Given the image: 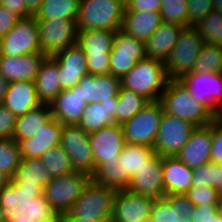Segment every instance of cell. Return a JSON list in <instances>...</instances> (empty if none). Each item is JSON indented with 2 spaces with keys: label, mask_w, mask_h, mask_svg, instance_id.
I'll return each instance as SVG.
<instances>
[{
  "label": "cell",
  "mask_w": 222,
  "mask_h": 222,
  "mask_svg": "<svg viewBox=\"0 0 222 222\" xmlns=\"http://www.w3.org/2000/svg\"><path fill=\"white\" fill-rule=\"evenodd\" d=\"M164 112L186 120L196 127L213 122V114L189 93L179 80H169L161 95Z\"/></svg>",
  "instance_id": "cell-1"
},
{
  "label": "cell",
  "mask_w": 222,
  "mask_h": 222,
  "mask_svg": "<svg viewBox=\"0 0 222 222\" xmlns=\"http://www.w3.org/2000/svg\"><path fill=\"white\" fill-rule=\"evenodd\" d=\"M169 82L162 61L144 58L121 79V86L145 96L150 101H160Z\"/></svg>",
  "instance_id": "cell-2"
},
{
  "label": "cell",
  "mask_w": 222,
  "mask_h": 222,
  "mask_svg": "<svg viewBox=\"0 0 222 222\" xmlns=\"http://www.w3.org/2000/svg\"><path fill=\"white\" fill-rule=\"evenodd\" d=\"M125 8V0H80L78 31L120 30Z\"/></svg>",
  "instance_id": "cell-3"
},
{
  "label": "cell",
  "mask_w": 222,
  "mask_h": 222,
  "mask_svg": "<svg viewBox=\"0 0 222 222\" xmlns=\"http://www.w3.org/2000/svg\"><path fill=\"white\" fill-rule=\"evenodd\" d=\"M204 44L203 37L193 25L184 27L164 62L167 78L179 80L191 72Z\"/></svg>",
  "instance_id": "cell-4"
},
{
  "label": "cell",
  "mask_w": 222,
  "mask_h": 222,
  "mask_svg": "<svg viewBox=\"0 0 222 222\" xmlns=\"http://www.w3.org/2000/svg\"><path fill=\"white\" fill-rule=\"evenodd\" d=\"M116 190L90 181L70 211L61 215H77L94 222L111 220Z\"/></svg>",
  "instance_id": "cell-5"
},
{
  "label": "cell",
  "mask_w": 222,
  "mask_h": 222,
  "mask_svg": "<svg viewBox=\"0 0 222 222\" xmlns=\"http://www.w3.org/2000/svg\"><path fill=\"white\" fill-rule=\"evenodd\" d=\"M116 31H78L77 45L83 50L87 60V70L91 75L110 74L109 56Z\"/></svg>",
  "instance_id": "cell-6"
},
{
  "label": "cell",
  "mask_w": 222,
  "mask_h": 222,
  "mask_svg": "<svg viewBox=\"0 0 222 222\" xmlns=\"http://www.w3.org/2000/svg\"><path fill=\"white\" fill-rule=\"evenodd\" d=\"M90 181L89 174L74 171L68 175L53 177L44 187L43 194L49 206L56 213L62 214L71 210Z\"/></svg>",
  "instance_id": "cell-7"
},
{
  "label": "cell",
  "mask_w": 222,
  "mask_h": 222,
  "mask_svg": "<svg viewBox=\"0 0 222 222\" xmlns=\"http://www.w3.org/2000/svg\"><path fill=\"white\" fill-rule=\"evenodd\" d=\"M163 111L160 101H150L133 118L122 123L126 143L153 148Z\"/></svg>",
  "instance_id": "cell-8"
},
{
  "label": "cell",
  "mask_w": 222,
  "mask_h": 222,
  "mask_svg": "<svg viewBox=\"0 0 222 222\" xmlns=\"http://www.w3.org/2000/svg\"><path fill=\"white\" fill-rule=\"evenodd\" d=\"M39 44L46 57H53L68 47L77 44L78 27L76 20H37Z\"/></svg>",
  "instance_id": "cell-9"
},
{
  "label": "cell",
  "mask_w": 222,
  "mask_h": 222,
  "mask_svg": "<svg viewBox=\"0 0 222 222\" xmlns=\"http://www.w3.org/2000/svg\"><path fill=\"white\" fill-rule=\"evenodd\" d=\"M41 52L37 20L34 16L20 18L14 27L0 38V55L11 57Z\"/></svg>",
  "instance_id": "cell-10"
},
{
  "label": "cell",
  "mask_w": 222,
  "mask_h": 222,
  "mask_svg": "<svg viewBox=\"0 0 222 222\" xmlns=\"http://www.w3.org/2000/svg\"><path fill=\"white\" fill-rule=\"evenodd\" d=\"M195 128L194 124L163 111L153 147L155 153L162 157L176 156Z\"/></svg>",
  "instance_id": "cell-11"
},
{
  "label": "cell",
  "mask_w": 222,
  "mask_h": 222,
  "mask_svg": "<svg viewBox=\"0 0 222 222\" xmlns=\"http://www.w3.org/2000/svg\"><path fill=\"white\" fill-rule=\"evenodd\" d=\"M146 58L145 41L117 30L109 56L110 74L122 79L137 63Z\"/></svg>",
  "instance_id": "cell-12"
},
{
  "label": "cell",
  "mask_w": 222,
  "mask_h": 222,
  "mask_svg": "<svg viewBox=\"0 0 222 222\" xmlns=\"http://www.w3.org/2000/svg\"><path fill=\"white\" fill-rule=\"evenodd\" d=\"M60 145L69 155L75 171L93 174L95 164L89 133L77 125H64Z\"/></svg>",
  "instance_id": "cell-13"
},
{
  "label": "cell",
  "mask_w": 222,
  "mask_h": 222,
  "mask_svg": "<svg viewBox=\"0 0 222 222\" xmlns=\"http://www.w3.org/2000/svg\"><path fill=\"white\" fill-rule=\"evenodd\" d=\"M179 81L191 96L212 114L222 101V72L192 73L183 75Z\"/></svg>",
  "instance_id": "cell-14"
},
{
  "label": "cell",
  "mask_w": 222,
  "mask_h": 222,
  "mask_svg": "<svg viewBox=\"0 0 222 222\" xmlns=\"http://www.w3.org/2000/svg\"><path fill=\"white\" fill-rule=\"evenodd\" d=\"M95 168L100 163L120 164L119 156L126 141L121 124H114L89 133Z\"/></svg>",
  "instance_id": "cell-15"
},
{
  "label": "cell",
  "mask_w": 222,
  "mask_h": 222,
  "mask_svg": "<svg viewBox=\"0 0 222 222\" xmlns=\"http://www.w3.org/2000/svg\"><path fill=\"white\" fill-rule=\"evenodd\" d=\"M129 191L153 199L163 198L165 188L163 183V157L155 153L131 177Z\"/></svg>",
  "instance_id": "cell-16"
},
{
  "label": "cell",
  "mask_w": 222,
  "mask_h": 222,
  "mask_svg": "<svg viewBox=\"0 0 222 222\" xmlns=\"http://www.w3.org/2000/svg\"><path fill=\"white\" fill-rule=\"evenodd\" d=\"M154 199L128 189L116 191L111 220L113 222H146L150 220Z\"/></svg>",
  "instance_id": "cell-17"
},
{
  "label": "cell",
  "mask_w": 222,
  "mask_h": 222,
  "mask_svg": "<svg viewBox=\"0 0 222 222\" xmlns=\"http://www.w3.org/2000/svg\"><path fill=\"white\" fill-rule=\"evenodd\" d=\"M53 57L57 61L61 90L72 89L85 75L89 74L86 56L77 44Z\"/></svg>",
  "instance_id": "cell-18"
},
{
  "label": "cell",
  "mask_w": 222,
  "mask_h": 222,
  "mask_svg": "<svg viewBox=\"0 0 222 222\" xmlns=\"http://www.w3.org/2000/svg\"><path fill=\"white\" fill-rule=\"evenodd\" d=\"M212 123L198 126L176 157L191 169L211 162Z\"/></svg>",
  "instance_id": "cell-19"
},
{
  "label": "cell",
  "mask_w": 222,
  "mask_h": 222,
  "mask_svg": "<svg viewBox=\"0 0 222 222\" xmlns=\"http://www.w3.org/2000/svg\"><path fill=\"white\" fill-rule=\"evenodd\" d=\"M64 124L51 117L32 138L18 141L22 158H40L49 148L58 146Z\"/></svg>",
  "instance_id": "cell-20"
},
{
  "label": "cell",
  "mask_w": 222,
  "mask_h": 222,
  "mask_svg": "<svg viewBox=\"0 0 222 222\" xmlns=\"http://www.w3.org/2000/svg\"><path fill=\"white\" fill-rule=\"evenodd\" d=\"M45 57L42 52L16 57L0 55V74L8 82H34Z\"/></svg>",
  "instance_id": "cell-21"
},
{
  "label": "cell",
  "mask_w": 222,
  "mask_h": 222,
  "mask_svg": "<svg viewBox=\"0 0 222 222\" xmlns=\"http://www.w3.org/2000/svg\"><path fill=\"white\" fill-rule=\"evenodd\" d=\"M80 88L74 86L69 90H62L49 104L51 114L64 125H77L86 107Z\"/></svg>",
  "instance_id": "cell-22"
},
{
  "label": "cell",
  "mask_w": 222,
  "mask_h": 222,
  "mask_svg": "<svg viewBox=\"0 0 222 222\" xmlns=\"http://www.w3.org/2000/svg\"><path fill=\"white\" fill-rule=\"evenodd\" d=\"M16 117L38 108L42 103L36 93L35 82H9L7 93L1 103Z\"/></svg>",
  "instance_id": "cell-23"
},
{
  "label": "cell",
  "mask_w": 222,
  "mask_h": 222,
  "mask_svg": "<svg viewBox=\"0 0 222 222\" xmlns=\"http://www.w3.org/2000/svg\"><path fill=\"white\" fill-rule=\"evenodd\" d=\"M43 191L41 187L20 186L18 183L9 181L0 189V209L5 222L32 202L33 198L42 195Z\"/></svg>",
  "instance_id": "cell-24"
},
{
  "label": "cell",
  "mask_w": 222,
  "mask_h": 222,
  "mask_svg": "<svg viewBox=\"0 0 222 222\" xmlns=\"http://www.w3.org/2000/svg\"><path fill=\"white\" fill-rule=\"evenodd\" d=\"M184 26L162 22L154 33L145 41L146 58L166 61Z\"/></svg>",
  "instance_id": "cell-25"
},
{
  "label": "cell",
  "mask_w": 222,
  "mask_h": 222,
  "mask_svg": "<svg viewBox=\"0 0 222 222\" xmlns=\"http://www.w3.org/2000/svg\"><path fill=\"white\" fill-rule=\"evenodd\" d=\"M117 102L118 97H111V100H104L102 103H89L83 111L77 126L87 133H92L117 123Z\"/></svg>",
  "instance_id": "cell-26"
},
{
  "label": "cell",
  "mask_w": 222,
  "mask_h": 222,
  "mask_svg": "<svg viewBox=\"0 0 222 222\" xmlns=\"http://www.w3.org/2000/svg\"><path fill=\"white\" fill-rule=\"evenodd\" d=\"M193 169L176 156L163 157V183L165 196L186 194L192 187Z\"/></svg>",
  "instance_id": "cell-27"
},
{
  "label": "cell",
  "mask_w": 222,
  "mask_h": 222,
  "mask_svg": "<svg viewBox=\"0 0 222 222\" xmlns=\"http://www.w3.org/2000/svg\"><path fill=\"white\" fill-rule=\"evenodd\" d=\"M162 22L160 12L125 11L121 30L130 36L146 41Z\"/></svg>",
  "instance_id": "cell-28"
},
{
  "label": "cell",
  "mask_w": 222,
  "mask_h": 222,
  "mask_svg": "<svg viewBox=\"0 0 222 222\" xmlns=\"http://www.w3.org/2000/svg\"><path fill=\"white\" fill-rule=\"evenodd\" d=\"M36 93L42 104H50L62 91L59 83L57 61L54 57H45L35 78Z\"/></svg>",
  "instance_id": "cell-29"
},
{
  "label": "cell",
  "mask_w": 222,
  "mask_h": 222,
  "mask_svg": "<svg viewBox=\"0 0 222 222\" xmlns=\"http://www.w3.org/2000/svg\"><path fill=\"white\" fill-rule=\"evenodd\" d=\"M154 154L155 151L151 147L126 143L119 156V166L122 169V190L128 188L131 177L135 174V172H138V170Z\"/></svg>",
  "instance_id": "cell-30"
},
{
  "label": "cell",
  "mask_w": 222,
  "mask_h": 222,
  "mask_svg": "<svg viewBox=\"0 0 222 222\" xmlns=\"http://www.w3.org/2000/svg\"><path fill=\"white\" fill-rule=\"evenodd\" d=\"M51 179L40 158H22L10 181L20 186L41 187L44 190Z\"/></svg>",
  "instance_id": "cell-31"
},
{
  "label": "cell",
  "mask_w": 222,
  "mask_h": 222,
  "mask_svg": "<svg viewBox=\"0 0 222 222\" xmlns=\"http://www.w3.org/2000/svg\"><path fill=\"white\" fill-rule=\"evenodd\" d=\"M51 117V108L48 104H42L38 108L17 117L12 138L16 142L21 139L32 138Z\"/></svg>",
  "instance_id": "cell-32"
},
{
  "label": "cell",
  "mask_w": 222,
  "mask_h": 222,
  "mask_svg": "<svg viewBox=\"0 0 222 222\" xmlns=\"http://www.w3.org/2000/svg\"><path fill=\"white\" fill-rule=\"evenodd\" d=\"M80 0H43L34 15L36 20L69 19L77 20Z\"/></svg>",
  "instance_id": "cell-33"
},
{
  "label": "cell",
  "mask_w": 222,
  "mask_h": 222,
  "mask_svg": "<svg viewBox=\"0 0 222 222\" xmlns=\"http://www.w3.org/2000/svg\"><path fill=\"white\" fill-rule=\"evenodd\" d=\"M117 102V124H122L133 118L141 109L150 103L145 96L133 90L120 87Z\"/></svg>",
  "instance_id": "cell-34"
},
{
  "label": "cell",
  "mask_w": 222,
  "mask_h": 222,
  "mask_svg": "<svg viewBox=\"0 0 222 222\" xmlns=\"http://www.w3.org/2000/svg\"><path fill=\"white\" fill-rule=\"evenodd\" d=\"M40 159L52 178L68 175L75 171L69 155L60 144L46 150Z\"/></svg>",
  "instance_id": "cell-35"
},
{
  "label": "cell",
  "mask_w": 222,
  "mask_h": 222,
  "mask_svg": "<svg viewBox=\"0 0 222 222\" xmlns=\"http://www.w3.org/2000/svg\"><path fill=\"white\" fill-rule=\"evenodd\" d=\"M209 46L222 47V13L211 11L193 25Z\"/></svg>",
  "instance_id": "cell-36"
},
{
  "label": "cell",
  "mask_w": 222,
  "mask_h": 222,
  "mask_svg": "<svg viewBox=\"0 0 222 222\" xmlns=\"http://www.w3.org/2000/svg\"><path fill=\"white\" fill-rule=\"evenodd\" d=\"M191 72H222V47L204 44Z\"/></svg>",
  "instance_id": "cell-37"
},
{
  "label": "cell",
  "mask_w": 222,
  "mask_h": 222,
  "mask_svg": "<svg viewBox=\"0 0 222 222\" xmlns=\"http://www.w3.org/2000/svg\"><path fill=\"white\" fill-rule=\"evenodd\" d=\"M21 160L18 142L13 138L0 139V170L11 178Z\"/></svg>",
  "instance_id": "cell-38"
},
{
  "label": "cell",
  "mask_w": 222,
  "mask_h": 222,
  "mask_svg": "<svg viewBox=\"0 0 222 222\" xmlns=\"http://www.w3.org/2000/svg\"><path fill=\"white\" fill-rule=\"evenodd\" d=\"M160 14L164 22L188 27V0H161Z\"/></svg>",
  "instance_id": "cell-39"
},
{
  "label": "cell",
  "mask_w": 222,
  "mask_h": 222,
  "mask_svg": "<svg viewBox=\"0 0 222 222\" xmlns=\"http://www.w3.org/2000/svg\"><path fill=\"white\" fill-rule=\"evenodd\" d=\"M91 180L116 191L122 190V169L116 163H100L91 175Z\"/></svg>",
  "instance_id": "cell-40"
},
{
  "label": "cell",
  "mask_w": 222,
  "mask_h": 222,
  "mask_svg": "<svg viewBox=\"0 0 222 222\" xmlns=\"http://www.w3.org/2000/svg\"><path fill=\"white\" fill-rule=\"evenodd\" d=\"M55 211L49 206L44 194L32 199L27 206L13 215L12 219H24L36 222L39 220L49 219Z\"/></svg>",
  "instance_id": "cell-41"
},
{
  "label": "cell",
  "mask_w": 222,
  "mask_h": 222,
  "mask_svg": "<svg viewBox=\"0 0 222 222\" xmlns=\"http://www.w3.org/2000/svg\"><path fill=\"white\" fill-rule=\"evenodd\" d=\"M150 220L152 222H185L179 215L178 204H169L164 198L154 199Z\"/></svg>",
  "instance_id": "cell-42"
},
{
  "label": "cell",
  "mask_w": 222,
  "mask_h": 222,
  "mask_svg": "<svg viewBox=\"0 0 222 222\" xmlns=\"http://www.w3.org/2000/svg\"><path fill=\"white\" fill-rule=\"evenodd\" d=\"M121 87V79L111 75H96V103L111 100L118 96Z\"/></svg>",
  "instance_id": "cell-43"
},
{
  "label": "cell",
  "mask_w": 222,
  "mask_h": 222,
  "mask_svg": "<svg viewBox=\"0 0 222 222\" xmlns=\"http://www.w3.org/2000/svg\"><path fill=\"white\" fill-rule=\"evenodd\" d=\"M185 195L193 203V206H200L203 204H218L220 198L219 190L215 187H191Z\"/></svg>",
  "instance_id": "cell-44"
},
{
  "label": "cell",
  "mask_w": 222,
  "mask_h": 222,
  "mask_svg": "<svg viewBox=\"0 0 222 222\" xmlns=\"http://www.w3.org/2000/svg\"><path fill=\"white\" fill-rule=\"evenodd\" d=\"M213 0H188V22L195 25L213 11Z\"/></svg>",
  "instance_id": "cell-45"
},
{
  "label": "cell",
  "mask_w": 222,
  "mask_h": 222,
  "mask_svg": "<svg viewBox=\"0 0 222 222\" xmlns=\"http://www.w3.org/2000/svg\"><path fill=\"white\" fill-rule=\"evenodd\" d=\"M193 188L213 187V162L193 169Z\"/></svg>",
  "instance_id": "cell-46"
},
{
  "label": "cell",
  "mask_w": 222,
  "mask_h": 222,
  "mask_svg": "<svg viewBox=\"0 0 222 222\" xmlns=\"http://www.w3.org/2000/svg\"><path fill=\"white\" fill-rule=\"evenodd\" d=\"M17 117L0 104V139L12 138Z\"/></svg>",
  "instance_id": "cell-47"
},
{
  "label": "cell",
  "mask_w": 222,
  "mask_h": 222,
  "mask_svg": "<svg viewBox=\"0 0 222 222\" xmlns=\"http://www.w3.org/2000/svg\"><path fill=\"white\" fill-rule=\"evenodd\" d=\"M169 204H178L179 215L185 222H190L191 214L194 211L193 203L185 194H173L163 197Z\"/></svg>",
  "instance_id": "cell-48"
},
{
  "label": "cell",
  "mask_w": 222,
  "mask_h": 222,
  "mask_svg": "<svg viewBox=\"0 0 222 222\" xmlns=\"http://www.w3.org/2000/svg\"><path fill=\"white\" fill-rule=\"evenodd\" d=\"M76 86L80 88L83 102L96 103V75H85Z\"/></svg>",
  "instance_id": "cell-49"
},
{
  "label": "cell",
  "mask_w": 222,
  "mask_h": 222,
  "mask_svg": "<svg viewBox=\"0 0 222 222\" xmlns=\"http://www.w3.org/2000/svg\"><path fill=\"white\" fill-rule=\"evenodd\" d=\"M211 162L222 164V124L212 122Z\"/></svg>",
  "instance_id": "cell-50"
},
{
  "label": "cell",
  "mask_w": 222,
  "mask_h": 222,
  "mask_svg": "<svg viewBox=\"0 0 222 222\" xmlns=\"http://www.w3.org/2000/svg\"><path fill=\"white\" fill-rule=\"evenodd\" d=\"M125 11L160 12L161 0H126Z\"/></svg>",
  "instance_id": "cell-51"
},
{
  "label": "cell",
  "mask_w": 222,
  "mask_h": 222,
  "mask_svg": "<svg viewBox=\"0 0 222 222\" xmlns=\"http://www.w3.org/2000/svg\"><path fill=\"white\" fill-rule=\"evenodd\" d=\"M218 204H203L194 206L190 222H207L217 213Z\"/></svg>",
  "instance_id": "cell-52"
},
{
  "label": "cell",
  "mask_w": 222,
  "mask_h": 222,
  "mask_svg": "<svg viewBox=\"0 0 222 222\" xmlns=\"http://www.w3.org/2000/svg\"><path fill=\"white\" fill-rule=\"evenodd\" d=\"M20 19L18 15L0 6V38L9 32Z\"/></svg>",
  "instance_id": "cell-53"
},
{
  "label": "cell",
  "mask_w": 222,
  "mask_h": 222,
  "mask_svg": "<svg viewBox=\"0 0 222 222\" xmlns=\"http://www.w3.org/2000/svg\"><path fill=\"white\" fill-rule=\"evenodd\" d=\"M0 6L9 9L20 18L33 16L28 10L25 0H0Z\"/></svg>",
  "instance_id": "cell-54"
},
{
  "label": "cell",
  "mask_w": 222,
  "mask_h": 222,
  "mask_svg": "<svg viewBox=\"0 0 222 222\" xmlns=\"http://www.w3.org/2000/svg\"><path fill=\"white\" fill-rule=\"evenodd\" d=\"M213 187L218 190L222 187V164L213 162Z\"/></svg>",
  "instance_id": "cell-55"
},
{
  "label": "cell",
  "mask_w": 222,
  "mask_h": 222,
  "mask_svg": "<svg viewBox=\"0 0 222 222\" xmlns=\"http://www.w3.org/2000/svg\"><path fill=\"white\" fill-rule=\"evenodd\" d=\"M43 0H25L27 10L34 16L40 9Z\"/></svg>",
  "instance_id": "cell-56"
},
{
  "label": "cell",
  "mask_w": 222,
  "mask_h": 222,
  "mask_svg": "<svg viewBox=\"0 0 222 222\" xmlns=\"http://www.w3.org/2000/svg\"><path fill=\"white\" fill-rule=\"evenodd\" d=\"M8 86V80L0 74V104L3 102V99L8 90Z\"/></svg>",
  "instance_id": "cell-57"
},
{
  "label": "cell",
  "mask_w": 222,
  "mask_h": 222,
  "mask_svg": "<svg viewBox=\"0 0 222 222\" xmlns=\"http://www.w3.org/2000/svg\"><path fill=\"white\" fill-rule=\"evenodd\" d=\"M61 222H94L77 215H61Z\"/></svg>",
  "instance_id": "cell-58"
},
{
  "label": "cell",
  "mask_w": 222,
  "mask_h": 222,
  "mask_svg": "<svg viewBox=\"0 0 222 222\" xmlns=\"http://www.w3.org/2000/svg\"><path fill=\"white\" fill-rule=\"evenodd\" d=\"M213 122L222 124V101L216 107L215 113L213 114Z\"/></svg>",
  "instance_id": "cell-59"
},
{
  "label": "cell",
  "mask_w": 222,
  "mask_h": 222,
  "mask_svg": "<svg viewBox=\"0 0 222 222\" xmlns=\"http://www.w3.org/2000/svg\"><path fill=\"white\" fill-rule=\"evenodd\" d=\"M10 181V177L0 170V189L7 185Z\"/></svg>",
  "instance_id": "cell-60"
},
{
  "label": "cell",
  "mask_w": 222,
  "mask_h": 222,
  "mask_svg": "<svg viewBox=\"0 0 222 222\" xmlns=\"http://www.w3.org/2000/svg\"><path fill=\"white\" fill-rule=\"evenodd\" d=\"M36 222H61V214L55 212L49 219H42Z\"/></svg>",
  "instance_id": "cell-61"
},
{
  "label": "cell",
  "mask_w": 222,
  "mask_h": 222,
  "mask_svg": "<svg viewBox=\"0 0 222 222\" xmlns=\"http://www.w3.org/2000/svg\"><path fill=\"white\" fill-rule=\"evenodd\" d=\"M213 10L222 13V0H213Z\"/></svg>",
  "instance_id": "cell-62"
},
{
  "label": "cell",
  "mask_w": 222,
  "mask_h": 222,
  "mask_svg": "<svg viewBox=\"0 0 222 222\" xmlns=\"http://www.w3.org/2000/svg\"><path fill=\"white\" fill-rule=\"evenodd\" d=\"M207 222H222V218L218 213H216L210 220Z\"/></svg>",
  "instance_id": "cell-63"
},
{
  "label": "cell",
  "mask_w": 222,
  "mask_h": 222,
  "mask_svg": "<svg viewBox=\"0 0 222 222\" xmlns=\"http://www.w3.org/2000/svg\"><path fill=\"white\" fill-rule=\"evenodd\" d=\"M217 213L222 218V198H219L218 205H217Z\"/></svg>",
  "instance_id": "cell-64"
},
{
  "label": "cell",
  "mask_w": 222,
  "mask_h": 222,
  "mask_svg": "<svg viewBox=\"0 0 222 222\" xmlns=\"http://www.w3.org/2000/svg\"><path fill=\"white\" fill-rule=\"evenodd\" d=\"M7 222H32V221L24 219H10Z\"/></svg>",
  "instance_id": "cell-65"
},
{
  "label": "cell",
  "mask_w": 222,
  "mask_h": 222,
  "mask_svg": "<svg viewBox=\"0 0 222 222\" xmlns=\"http://www.w3.org/2000/svg\"><path fill=\"white\" fill-rule=\"evenodd\" d=\"M0 222H5L4 218H3V214L1 212V209H0Z\"/></svg>",
  "instance_id": "cell-66"
},
{
  "label": "cell",
  "mask_w": 222,
  "mask_h": 222,
  "mask_svg": "<svg viewBox=\"0 0 222 222\" xmlns=\"http://www.w3.org/2000/svg\"><path fill=\"white\" fill-rule=\"evenodd\" d=\"M219 197L222 198V187L219 189Z\"/></svg>",
  "instance_id": "cell-67"
}]
</instances>
